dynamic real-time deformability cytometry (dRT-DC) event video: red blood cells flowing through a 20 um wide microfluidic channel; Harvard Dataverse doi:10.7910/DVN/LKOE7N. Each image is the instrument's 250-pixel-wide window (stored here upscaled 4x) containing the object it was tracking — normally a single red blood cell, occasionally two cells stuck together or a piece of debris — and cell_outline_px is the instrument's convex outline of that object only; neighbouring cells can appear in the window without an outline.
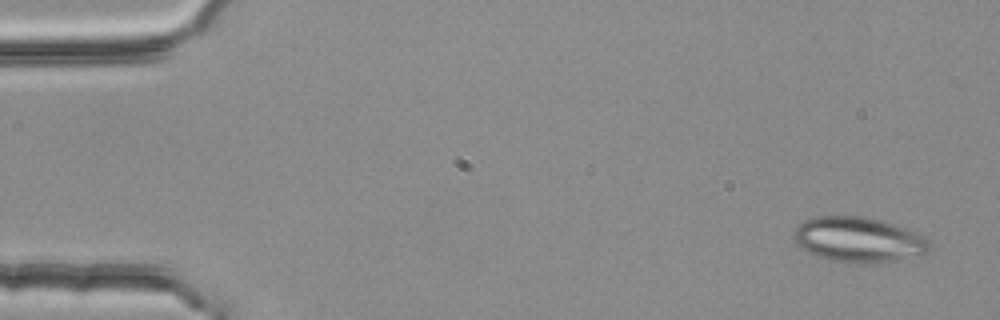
{"species": "common noctule bat (a hibernating species)", "species_latin": "Nyctalus noctula", "temperature_condition": "room temperature", "stored_images_in_passage": 5, "camera_frame_rate_fps": 3000, "um_per_image_px": 0.085, "animal": {"sex": "female", "body_mass_g": 25.1}, "frame": {"image": 1, "passage_image": 1, "time_ms": 0.0, "image_size_px": [1000, 320], "cell_outline_px": [[928, 252], [892, 260], [872, 264], [832, 260], [808, 252], [796, 244], [792, 236], [792, 232], [804, 220], [812, 216], [864, 216], [880, 220], [904, 228], [928, 240]], "centroid_in_image_um": [72.88, 20.35], "position_along_channel_um": 12.1, "area_um2": 35.03}}